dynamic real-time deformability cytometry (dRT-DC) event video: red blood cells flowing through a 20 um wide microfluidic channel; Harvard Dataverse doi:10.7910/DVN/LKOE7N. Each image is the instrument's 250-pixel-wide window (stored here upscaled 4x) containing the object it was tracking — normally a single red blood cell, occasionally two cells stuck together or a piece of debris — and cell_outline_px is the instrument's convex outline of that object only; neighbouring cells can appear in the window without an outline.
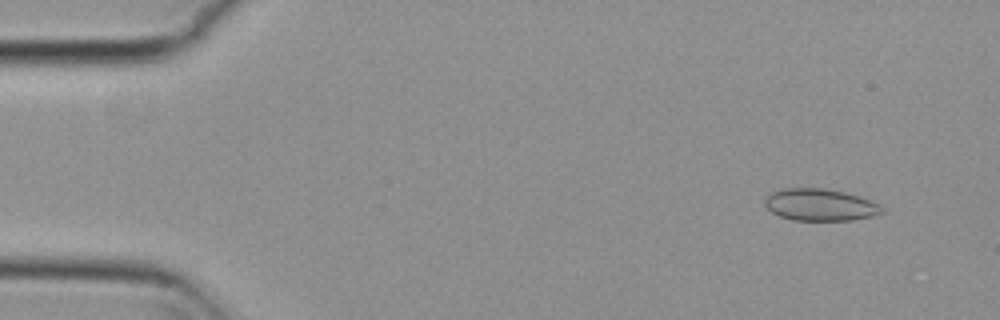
{"species": "common noctule bat (a hibernating species)", "species_latin": "Nyctalus noctula", "temperature_condition": "cold", "stored_images_in_passage": 16, "camera_frame_rate_fps": 3000, "um_per_image_px": 0.085, "animal": {"sex": "female", "body_mass_g": 29.2, "forearm_length_mm": 56.3}, "frame": {"image": 1, "passage_image": 5, "time_ms": 1.333, "image_size_px": [1000, 320], "cell_outline_px": [[884, 212], [872, 216], [852, 220], [792, 220], [780, 216], [772, 212], [764, 204], [764, 200], [772, 192], [784, 188], [824, 188], [844, 192], [860, 196], [880, 204], [884, 208]], "centroid_in_image_um": [69.73, 17.41], "position_along_channel_um": 15.3, "area_um2": 21.85}}
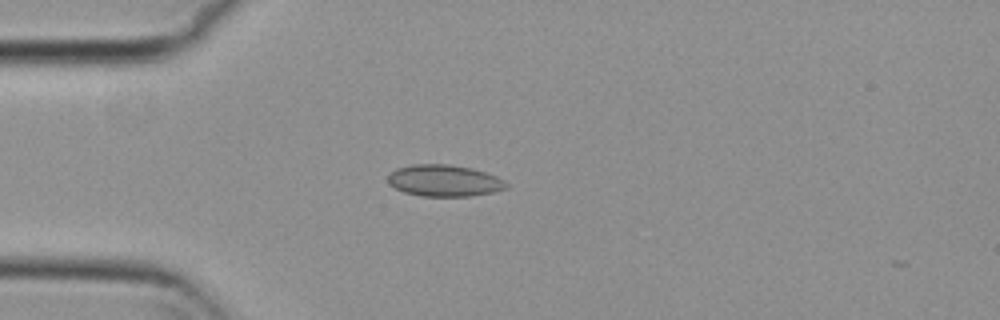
{"frame": {"image": 2, "passage_image": 15, "time_ms": 4.667, "image_size_px": [1000, 320], "cell_outline_px": [[508, 188], [492, 192], [468, 196], [420, 196], [404, 192], [388, 184], [388, 176], [396, 168], [412, 164], [448, 164], [472, 168], [496, 176], [504, 180], [508, 184]], "centroid_in_image_um": [37.75, 15.35], "position_along_channel_um": 47.3, "area_um2": 21.79}}